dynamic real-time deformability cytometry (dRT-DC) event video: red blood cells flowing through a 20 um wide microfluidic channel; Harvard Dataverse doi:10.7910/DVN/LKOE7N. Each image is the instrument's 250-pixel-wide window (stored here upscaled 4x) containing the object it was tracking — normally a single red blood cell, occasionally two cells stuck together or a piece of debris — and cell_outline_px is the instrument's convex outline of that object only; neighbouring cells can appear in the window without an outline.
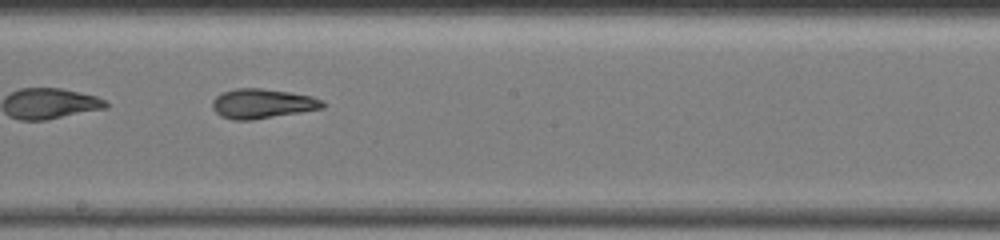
{"species": "common noctule bat (a hibernating species)", "species_latin": "Nyctalus noctula", "temperature_condition": "warm", "stored_images_in_passage": 65, "segment_of_instrument_passage": [2, 2], "camera_frame_rate_fps": 3000, "um_per_image_px": 0.085, "animal": {"sex": "female", "body_mass_g": 19.5, "forearm_length_mm": 54.1}, "frame": {"image": 1, "passage_image": 42, "time_ms": 13.667, "image_size_px": [1000, 240], "cell_outline_px": [[324, 108], [252, 120], [232, 120], [220, 116], [212, 108], [212, 100], [216, 96], [224, 92], [236, 88], [260, 88], [288, 92], [312, 96], [320, 100], [324, 104]], "centroid_in_image_um": [22.25, 8.81], "position_along_channel_um": 225.9, "area_um2": 18.9}}
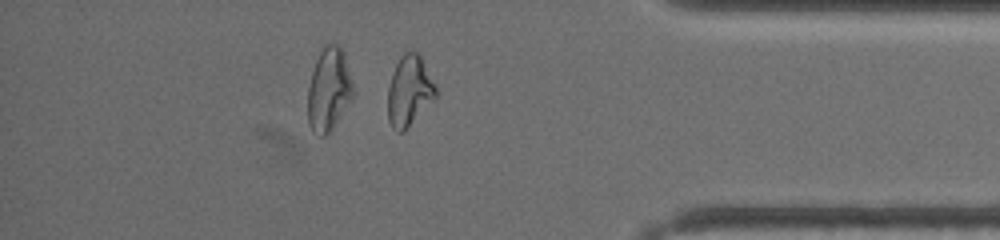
{"frame": {"image": 2, "passage_image": 59, "time_ms": 19.333, "image_size_px": [1000, 240], "cell_outline_px": [[436, 96], [404, 132], [396, 132], [392, 128], [388, 120], [388, 88], [392, 72], [400, 56], [404, 52], [416, 52], [420, 56], [436, 84]], "centroid_in_image_um": [34.77, 7.74], "position_along_channel_um": 400.4, "area_um2": 19.59}}